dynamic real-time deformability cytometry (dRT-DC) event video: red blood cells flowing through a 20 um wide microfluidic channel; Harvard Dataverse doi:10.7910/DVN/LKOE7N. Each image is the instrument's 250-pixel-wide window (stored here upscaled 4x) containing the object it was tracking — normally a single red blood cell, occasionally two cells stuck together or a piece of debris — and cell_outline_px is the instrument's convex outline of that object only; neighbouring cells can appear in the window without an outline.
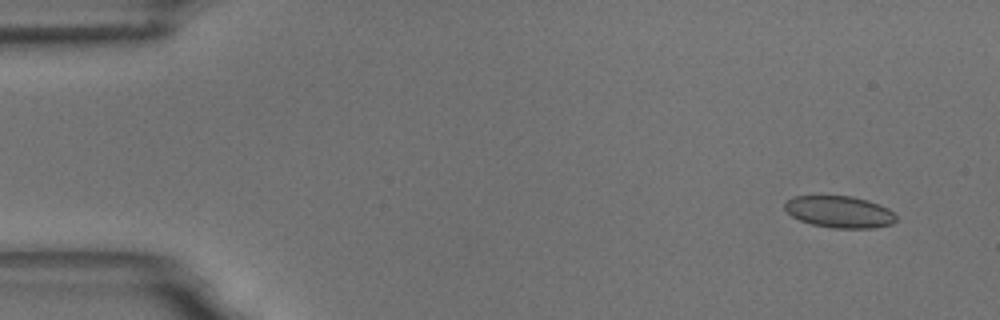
{"species": "common noctule bat (a hibernating species)", "species_latin": "Nyctalus noctula", "temperature_condition": "room temperature", "stored_images_in_passage": 5, "camera_frame_rate_fps": 3000, "um_per_image_px": 0.085, "animal": {"sex": "male", "body_mass_g": 18.8}, "frame": {"image": 1, "passage_image": 2, "time_ms": 1.0, "image_size_px": [1000, 320], "cell_outline_px": [[896, 220], [892, 224], [872, 228], [832, 228], [812, 224], [800, 220], [792, 216], [784, 208], [784, 204], [792, 196], [852, 196], [868, 200], [880, 204], [888, 208], [896, 216]], "centroid_in_image_um": [71.36, 18.0], "position_along_channel_um": 13.6, "area_um2": 20.63}}
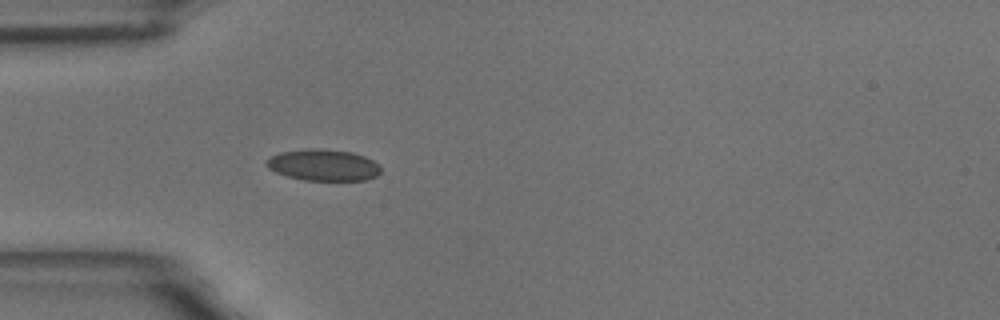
{"frame": {"image": 2, "passage_image": 5, "time_ms": 5.333, "image_size_px": [1000, 320], "cell_outline_px": [[380, 172], [376, 176], [364, 180], [304, 180], [288, 176], [276, 172], [268, 168], [264, 164], [264, 160], [280, 152], [312, 148], [352, 152], [364, 156], [380, 164]], "centroid_in_image_um": [27.47, 14.03], "position_along_channel_um": 57.5, "area_um2": 20.87}}